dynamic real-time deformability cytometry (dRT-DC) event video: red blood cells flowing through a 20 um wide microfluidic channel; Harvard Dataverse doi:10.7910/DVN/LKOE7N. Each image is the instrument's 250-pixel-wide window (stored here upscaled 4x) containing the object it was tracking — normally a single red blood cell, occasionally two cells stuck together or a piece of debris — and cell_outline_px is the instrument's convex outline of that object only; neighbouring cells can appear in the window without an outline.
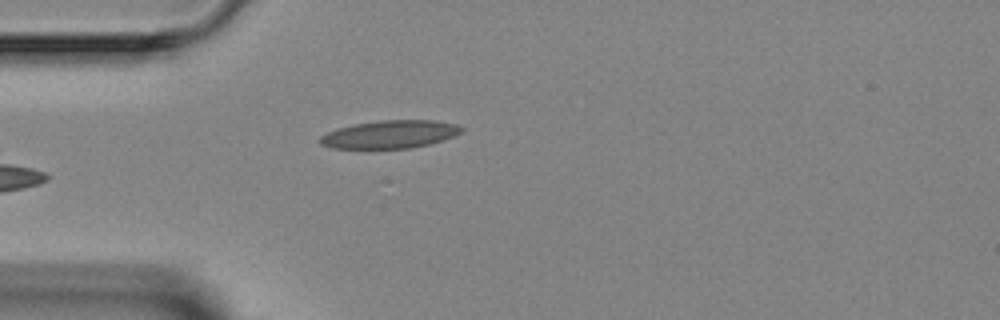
{"species": "Egyptian fruit bat (a non-hibernating species)", "species_latin": "Rousettus aegyptiacus", "temperature_condition": "room temperature", "stored_images_in_passage": 3, "camera_frame_rate_fps": 3000, "um_per_image_px": 0.085, "animal": {"sex": "female"}, "frame": {"image": 1, "passage_image": 2, "time_ms": 2.0, "image_size_px": [1000, 320], "cell_outline_px": [[464, 128], [460, 132], [444, 140], [428, 144], [408, 148], [332, 148], [320, 144], [320, 136], [336, 128], [352, 124], [380, 120], [436, 120], [456, 124]], "centroid_in_image_um": [33.12, 11.41], "position_along_channel_um": 51.9, "area_um2": 22.95}}